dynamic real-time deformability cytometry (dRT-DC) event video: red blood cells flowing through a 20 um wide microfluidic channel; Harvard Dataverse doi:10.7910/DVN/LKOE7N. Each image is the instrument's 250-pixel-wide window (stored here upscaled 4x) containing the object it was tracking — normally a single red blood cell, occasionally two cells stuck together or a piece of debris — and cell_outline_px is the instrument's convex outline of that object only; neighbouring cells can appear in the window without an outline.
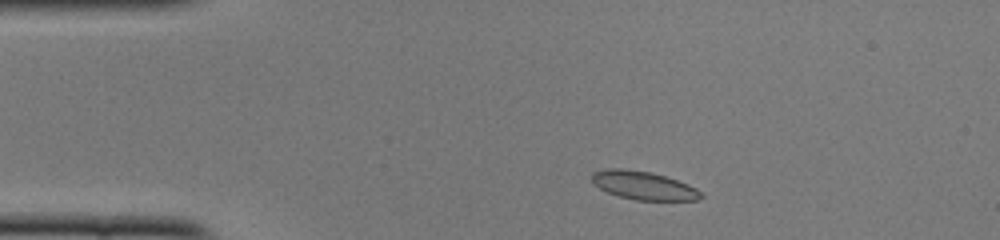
{"species": "common noctule bat (a hibernating species)", "species_latin": "Nyctalus noctula", "temperature_condition": "cold", "stored_images_in_passage": 46, "camera_frame_rate_fps": 3000, "um_per_image_px": 0.085, "animal": {"sex": "female", "body_mass_g": 22.0, "forearm_length_mm": 56.7}, "frame": {"image": 1, "passage_image": 4, "time_ms": 1.0, "image_size_px": [1000, 240], "cell_outline_px": [[704, 196], [696, 200], [636, 200], [620, 196], [608, 192], [592, 184], [592, 172], [604, 168], [620, 168], [652, 172], [688, 184], [696, 188]], "centroid_in_image_um": [54.66, 15.75], "position_along_channel_um": 30.3, "area_um2": 17.98}}
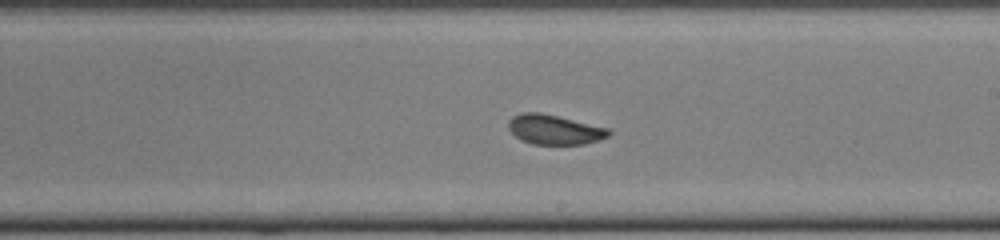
{"frame": {"image": 2, "passage_image": 24, "time_ms": 7.667, "image_size_px": [1000, 240], "cell_outline_px": [[612, 132], [608, 136], [584, 144], [532, 144], [520, 140], [508, 128], [508, 120], [512, 116], [520, 112], [540, 112], [608, 128]], "centroid_in_image_um": [47.08, 11.01], "position_along_channel_um": 241.9, "area_um2": 17.28}}
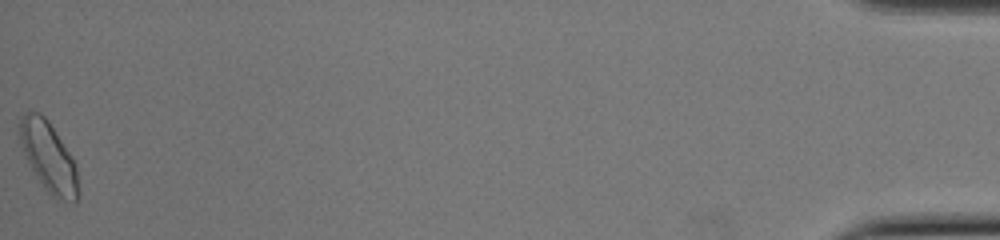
{"frame": {"image": 3, "passage_image": 46, "time_ms": 15.0, "image_size_px": [1000, 240], "cell_outline_px": [[80, 192], [76, 200], [56, 200], [44, 188], [36, 176], [20, 144], [20, 116], [28, 108], [40, 112], [48, 120], [72, 156], [76, 164]], "centroid_in_image_um": [4.14, 13.3], "position_along_channel_um": 431.1, "area_um2": 23.99}, "authors_computed_cell_mechanics": {"area_um2": 18.0047, "velocity_mm_per_s": 3.9003, "shape_relaxation_time_tau1_ms": 3.1245, "shape_relaxation_time_tau2_ms": 1.1769, "deformation_change_tau1": 0.1054, "deformation_change_tau2": 0.0638}}